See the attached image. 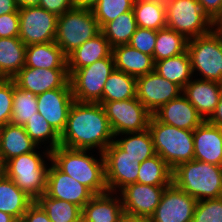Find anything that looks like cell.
Masks as SVG:
<instances>
[{"mask_svg": "<svg viewBox=\"0 0 222 222\" xmlns=\"http://www.w3.org/2000/svg\"><path fill=\"white\" fill-rule=\"evenodd\" d=\"M154 149L173 170L194 159L193 131L179 129L159 122L153 115L148 124Z\"/></svg>", "mask_w": 222, "mask_h": 222, "instance_id": "4", "label": "cell"}, {"mask_svg": "<svg viewBox=\"0 0 222 222\" xmlns=\"http://www.w3.org/2000/svg\"><path fill=\"white\" fill-rule=\"evenodd\" d=\"M36 202L47 213L51 222H81L82 209L70 202L41 195Z\"/></svg>", "mask_w": 222, "mask_h": 222, "instance_id": "35", "label": "cell"}, {"mask_svg": "<svg viewBox=\"0 0 222 222\" xmlns=\"http://www.w3.org/2000/svg\"><path fill=\"white\" fill-rule=\"evenodd\" d=\"M187 44L188 39L183 34L168 27L159 29L153 52L154 63L186 52Z\"/></svg>", "mask_w": 222, "mask_h": 222, "instance_id": "33", "label": "cell"}, {"mask_svg": "<svg viewBox=\"0 0 222 222\" xmlns=\"http://www.w3.org/2000/svg\"><path fill=\"white\" fill-rule=\"evenodd\" d=\"M120 222H152L150 218H139V217H130L124 216Z\"/></svg>", "mask_w": 222, "mask_h": 222, "instance_id": "51", "label": "cell"}, {"mask_svg": "<svg viewBox=\"0 0 222 222\" xmlns=\"http://www.w3.org/2000/svg\"><path fill=\"white\" fill-rule=\"evenodd\" d=\"M119 135L120 139H116V137H114V142L123 151L126 152V155L134 159V161H138L141 163L144 160L156 155L153 139L148 129L140 132L125 133ZM122 135L126 136H124V138H121Z\"/></svg>", "mask_w": 222, "mask_h": 222, "instance_id": "30", "label": "cell"}, {"mask_svg": "<svg viewBox=\"0 0 222 222\" xmlns=\"http://www.w3.org/2000/svg\"><path fill=\"white\" fill-rule=\"evenodd\" d=\"M43 157L45 156L35 150L6 162V176L34 201L46 191L49 165H46Z\"/></svg>", "mask_w": 222, "mask_h": 222, "instance_id": "6", "label": "cell"}, {"mask_svg": "<svg viewBox=\"0 0 222 222\" xmlns=\"http://www.w3.org/2000/svg\"><path fill=\"white\" fill-rule=\"evenodd\" d=\"M212 20L203 12L198 0H174L166 9V27L187 39L212 30Z\"/></svg>", "mask_w": 222, "mask_h": 222, "instance_id": "9", "label": "cell"}, {"mask_svg": "<svg viewBox=\"0 0 222 222\" xmlns=\"http://www.w3.org/2000/svg\"><path fill=\"white\" fill-rule=\"evenodd\" d=\"M70 82L62 88L37 95L38 112L61 135L66 128L69 110L74 103Z\"/></svg>", "mask_w": 222, "mask_h": 222, "instance_id": "16", "label": "cell"}, {"mask_svg": "<svg viewBox=\"0 0 222 222\" xmlns=\"http://www.w3.org/2000/svg\"><path fill=\"white\" fill-rule=\"evenodd\" d=\"M15 220L11 215L0 211V222H14Z\"/></svg>", "mask_w": 222, "mask_h": 222, "instance_id": "54", "label": "cell"}, {"mask_svg": "<svg viewBox=\"0 0 222 222\" xmlns=\"http://www.w3.org/2000/svg\"><path fill=\"white\" fill-rule=\"evenodd\" d=\"M137 183L152 186H169L172 184L173 170L158 155L140 163Z\"/></svg>", "mask_w": 222, "mask_h": 222, "instance_id": "32", "label": "cell"}, {"mask_svg": "<svg viewBox=\"0 0 222 222\" xmlns=\"http://www.w3.org/2000/svg\"><path fill=\"white\" fill-rule=\"evenodd\" d=\"M111 54L112 47L104 34L100 32L67 56V70L76 71L77 69L93 64L97 60L106 58Z\"/></svg>", "mask_w": 222, "mask_h": 222, "instance_id": "24", "label": "cell"}, {"mask_svg": "<svg viewBox=\"0 0 222 222\" xmlns=\"http://www.w3.org/2000/svg\"><path fill=\"white\" fill-rule=\"evenodd\" d=\"M18 8L39 6L40 0H15Z\"/></svg>", "mask_w": 222, "mask_h": 222, "instance_id": "50", "label": "cell"}, {"mask_svg": "<svg viewBox=\"0 0 222 222\" xmlns=\"http://www.w3.org/2000/svg\"><path fill=\"white\" fill-rule=\"evenodd\" d=\"M172 183L197 201L222 196V166L192 160L173 169Z\"/></svg>", "mask_w": 222, "mask_h": 222, "instance_id": "3", "label": "cell"}, {"mask_svg": "<svg viewBox=\"0 0 222 222\" xmlns=\"http://www.w3.org/2000/svg\"><path fill=\"white\" fill-rule=\"evenodd\" d=\"M99 0H74V6L83 9H92Z\"/></svg>", "mask_w": 222, "mask_h": 222, "instance_id": "49", "label": "cell"}, {"mask_svg": "<svg viewBox=\"0 0 222 222\" xmlns=\"http://www.w3.org/2000/svg\"><path fill=\"white\" fill-rule=\"evenodd\" d=\"M6 176V162L0 157V180Z\"/></svg>", "mask_w": 222, "mask_h": 222, "instance_id": "55", "label": "cell"}, {"mask_svg": "<svg viewBox=\"0 0 222 222\" xmlns=\"http://www.w3.org/2000/svg\"><path fill=\"white\" fill-rule=\"evenodd\" d=\"M137 27L134 12L132 10L119 15L116 19L108 22L101 29V32L113 48L119 45L129 44Z\"/></svg>", "mask_w": 222, "mask_h": 222, "instance_id": "34", "label": "cell"}, {"mask_svg": "<svg viewBox=\"0 0 222 222\" xmlns=\"http://www.w3.org/2000/svg\"><path fill=\"white\" fill-rule=\"evenodd\" d=\"M87 153L89 150L70 149L60 145L50 151V157L60 171L86 186L94 195L108 192L103 153L100 152L98 160Z\"/></svg>", "mask_w": 222, "mask_h": 222, "instance_id": "2", "label": "cell"}, {"mask_svg": "<svg viewBox=\"0 0 222 222\" xmlns=\"http://www.w3.org/2000/svg\"><path fill=\"white\" fill-rule=\"evenodd\" d=\"M24 66L44 69H67V56L55 41L30 44L26 46Z\"/></svg>", "mask_w": 222, "mask_h": 222, "instance_id": "26", "label": "cell"}, {"mask_svg": "<svg viewBox=\"0 0 222 222\" xmlns=\"http://www.w3.org/2000/svg\"><path fill=\"white\" fill-rule=\"evenodd\" d=\"M115 194L117 197L110 191L94 195L82 208L81 222H120L125 213L122 199Z\"/></svg>", "mask_w": 222, "mask_h": 222, "instance_id": "22", "label": "cell"}, {"mask_svg": "<svg viewBox=\"0 0 222 222\" xmlns=\"http://www.w3.org/2000/svg\"><path fill=\"white\" fill-rule=\"evenodd\" d=\"M113 138L102 104L74 101L66 128L60 135L61 146L82 150L97 148L98 153H103L114 141Z\"/></svg>", "mask_w": 222, "mask_h": 222, "instance_id": "1", "label": "cell"}, {"mask_svg": "<svg viewBox=\"0 0 222 222\" xmlns=\"http://www.w3.org/2000/svg\"><path fill=\"white\" fill-rule=\"evenodd\" d=\"M33 202L34 200L20 190L12 179L5 176L0 180V211L20 220Z\"/></svg>", "mask_w": 222, "mask_h": 222, "instance_id": "28", "label": "cell"}, {"mask_svg": "<svg viewBox=\"0 0 222 222\" xmlns=\"http://www.w3.org/2000/svg\"><path fill=\"white\" fill-rule=\"evenodd\" d=\"M37 147L23 126L8 123L0 128V157L5 162Z\"/></svg>", "mask_w": 222, "mask_h": 222, "instance_id": "25", "label": "cell"}, {"mask_svg": "<svg viewBox=\"0 0 222 222\" xmlns=\"http://www.w3.org/2000/svg\"><path fill=\"white\" fill-rule=\"evenodd\" d=\"M15 85L36 96L47 90L62 88L69 81L67 69H44L24 66L13 78Z\"/></svg>", "mask_w": 222, "mask_h": 222, "instance_id": "18", "label": "cell"}, {"mask_svg": "<svg viewBox=\"0 0 222 222\" xmlns=\"http://www.w3.org/2000/svg\"><path fill=\"white\" fill-rule=\"evenodd\" d=\"M14 222H23V221L20 219V220H15Z\"/></svg>", "mask_w": 222, "mask_h": 222, "instance_id": "57", "label": "cell"}, {"mask_svg": "<svg viewBox=\"0 0 222 222\" xmlns=\"http://www.w3.org/2000/svg\"><path fill=\"white\" fill-rule=\"evenodd\" d=\"M197 202L195 198L172 183L165 188L150 220L152 222H191Z\"/></svg>", "mask_w": 222, "mask_h": 222, "instance_id": "15", "label": "cell"}, {"mask_svg": "<svg viewBox=\"0 0 222 222\" xmlns=\"http://www.w3.org/2000/svg\"><path fill=\"white\" fill-rule=\"evenodd\" d=\"M23 222H51L47 213L34 201L21 219Z\"/></svg>", "mask_w": 222, "mask_h": 222, "instance_id": "45", "label": "cell"}, {"mask_svg": "<svg viewBox=\"0 0 222 222\" xmlns=\"http://www.w3.org/2000/svg\"><path fill=\"white\" fill-rule=\"evenodd\" d=\"M101 32L92 10L73 7L58 16L55 43L68 56L83 43Z\"/></svg>", "mask_w": 222, "mask_h": 222, "instance_id": "5", "label": "cell"}, {"mask_svg": "<svg viewBox=\"0 0 222 222\" xmlns=\"http://www.w3.org/2000/svg\"><path fill=\"white\" fill-rule=\"evenodd\" d=\"M168 186H152L131 183L120 190V197L126 216L150 218L159 205L162 194Z\"/></svg>", "mask_w": 222, "mask_h": 222, "instance_id": "14", "label": "cell"}, {"mask_svg": "<svg viewBox=\"0 0 222 222\" xmlns=\"http://www.w3.org/2000/svg\"><path fill=\"white\" fill-rule=\"evenodd\" d=\"M143 1L149 3H155L166 10L174 0H143Z\"/></svg>", "mask_w": 222, "mask_h": 222, "instance_id": "53", "label": "cell"}, {"mask_svg": "<svg viewBox=\"0 0 222 222\" xmlns=\"http://www.w3.org/2000/svg\"><path fill=\"white\" fill-rule=\"evenodd\" d=\"M25 52L18 37L0 38V79H12L24 67Z\"/></svg>", "mask_w": 222, "mask_h": 222, "instance_id": "27", "label": "cell"}, {"mask_svg": "<svg viewBox=\"0 0 222 222\" xmlns=\"http://www.w3.org/2000/svg\"><path fill=\"white\" fill-rule=\"evenodd\" d=\"M135 0H99L91 9L95 19L102 29L108 22L119 15L132 11Z\"/></svg>", "mask_w": 222, "mask_h": 222, "instance_id": "39", "label": "cell"}, {"mask_svg": "<svg viewBox=\"0 0 222 222\" xmlns=\"http://www.w3.org/2000/svg\"><path fill=\"white\" fill-rule=\"evenodd\" d=\"M212 31L217 35V37L222 45V23L213 22Z\"/></svg>", "mask_w": 222, "mask_h": 222, "instance_id": "52", "label": "cell"}, {"mask_svg": "<svg viewBox=\"0 0 222 222\" xmlns=\"http://www.w3.org/2000/svg\"><path fill=\"white\" fill-rule=\"evenodd\" d=\"M203 12L215 22L222 14V0H198Z\"/></svg>", "mask_w": 222, "mask_h": 222, "instance_id": "46", "label": "cell"}, {"mask_svg": "<svg viewBox=\"0 0 222 222\" xmlns=\"http://www.w3.org/2000/svg\"><path fill=\"white\" fill-rule=\"evenodd\" d=\"M194 160L222 166V128L203 121L193 130Z\"/></svg>", "mask_w": 222, "mask_h": 222, "instance_id": "20", "label": "cell"}, {"mask_svg": "<svg viewBox=\"0 0 222 222\" xmlns=\"http://www.w3.org/2000/svg\"><path fill=\"white\" fill-rule=\"evenodd\" d=\"M182 91L178 85L163 78L155 70L136 78V97L151 114L178 97Z\"/></svg>", "mask_w": 222, "mask_h": 222, "instance_id": "13", "label": "cell"}, {"mask_svg": "<svg viewBox=\"0 0 222 222\" xmlns=\"http://www.w3.org/2000/svg\"><path fill=\"white\" fill-rule=\"evenodd\" d=\"M215 22L222 23V14H221V16H220Z\"/></svg>", "mask_w": 222, "mask_h": 222, "instance_id": "56", "label": "cell"}, {"mask_svg": "<svg viewBox=\"0 0 222 222\" xmlns=\"http://www.w3.org/2000/svg\"><path fill=\"white\" fill-rule=\"evenodd\" d=\"M207 121L215 126L222 128V92L220 94L217 107Z\"/></svg>", "mask_w": 222, "mask_h": 222, "instance_id": "47", "label": "cell"}, {"mask_svg": "<svg viewBox=\"0 0 222 222\" xmlns=\"http://www.w3.org/2000/svg\"><path fill=\"white\" fill-rule=\"evenodd\" d=\"M45 194L79 206L81 209L94 194L84 185L60 171L52 162L47 172Z\"/></svg>", "mask_w": 222, "mask_h": 222, "instance_id": "17", "label": "cell"}, {"mask_svg": "<svg viewBox=\"0 0 222 222\" xmlns=\"http://www.w3.org/2000/svg\"><path fill=\"white\" fill-rule=\"evenodd\" d=\"M114 69L111 54L89 66L68 71L73 98L78 102L101 103L104 85Z\"/></svg>", "mask_w": 222, "mask_h": 222, "instance_id": "7", "label": "cell"}, {"mask_svg": "<svg viewBox=\"0 0 222 222\" xmlns=\"http://www.w3.org/2000/svg\"><path fill=\"white\" fill-rule=\"evenodd\" d=\"M157 31L153 29L137 27L131 37L129 45L142 53L153 57Z\"/></svg>", "mask_w": 222, "mask_h": 222, "instance_id": "42", "label": "cell"}, {"mask_svg": "<svg viewBox=\"0 0 222 222\" xmlns=\"http://www.w3.org/2000/svg\"><path fill=\"white\" fill-rule=\"evenodd\" d=\"M103 156L108 191L114 194L118 189L120 191L126 185L137 182L140 162L126 155L114 141L104 150Z\"/></svg>", "mask_w": 222, "mask_h": 222, "instance_id": "12", "label": "cell"}, {"mask_svg": "<svg viewBox=\"0 0 222 222\" xmlns=\"http://www.w3.org/2000/svg\"><path fill=\"white\" fill-rule=\"evenodd\" d=\"M154 70L163 78L178 85L182 90L193 79L190 58L187 51L171 58L156 61Z\"/></svg>", "mask_w": 222, "mask_h": 222, "instance_id": "29", "label": "cell"}, {"mask_svg": "<svg viewBox=\"0 0 222 222\" xmlns=\"http://www.w3.org/2000/svg\"><path fill=\"white\" fill-rule=\"evenodd\" d=\"M13 106V80L0 79V128L10 123Z\"/></svg>", "mask_w": 222, "mask_h": 222, "instance_id": "41", "label": "cell"}, {"mask_svg": "<svg viewBox=\"0 0 222 222\" xmlns=\"http://www.w3.org/2000/svg\"><path fill=\"white\" fill-rule=\"evenodd\" d=\"M221 92V83L203 79H191L182 91L204 121L213 114Z\"/></svg>", "mask_w": 222, "mask_h": 222, "instance_id": "21", "label": "cell"}, {"mask_svg": "<svg viewBox=\"0 0 222 222\" xmlns=\"http://www.w3.org/2000/svg\"><path fill=\"white\" fill-rule=\"evenodd\" d=\"M133 12L138 27L156 31L166 27V10L155 3L135 0Z\"/></svg>", "mask_w": 222, "mask_h": 222, "instance_id": "38", "label": "cell"}, {"mask_svg": "<svg viewBox=\"0 0 222 222\" xmlns=\"http://www.w3.org/2000/svg\"><path fill=\"white\" fill-rule=\"evenodd\" d=\"M187 52L190 58L192 74L199 72L203 80L222 84V45L211 30L205 35L188 39Z\"/></svg>", "mask_w": 222, "mask_h": 222, "instance_id": "8", "label": "cell"}, {"mask_svg": "<svg viewBox=\"0 0 222 222\" xmlns=\"http://www.w3.org/2000/svg\"><path fill=\"white\" fill-rule=\"evenodd\" d=\"M114 137L148 129L152 114L137 97L120 101H102Z\"/></svg>", "mask_w": 222, "mask_h": 222, "instance_id": "10", "label": "cell"}, {"mask_svg": "<svg viewBox=\"0 0 222 222\" xmlns=\"http://www.w3.org/2000/svg\"><path fill=\"white\" fill-rule=\"evenodd\" d=\"M15 0H0V15L18 12Z\"/></svg>", "mask_w": 222, "mask_h": 222, "instance_id": "48", "label": "cell"}, {"mask_svg": "<svg viewBox=\"0 0 222 222\" xmlns=\"http://www.w3.org/2000/svg\"><path fill=\"white\" fill-rule=\"evenodd\" d=\"M136 97V77L114 69L103 88L102 101H120Z\"/></svg>", "mask_w": 222, "mask_h": 222, "instance_id": "31", "label": "cell"}, {"mask_svg": "<svg viewBox=\"0 0 222 222\" xmlns=\"http://www.w3.org/2000/svg\"><path fill=\"white\" fill-rule=\"evenodd\" d=\"M36 112H38L37 96L31 91L16 86L13 81V106L10 123L24 126Z\"/></svg>", "mask_w": 222, "mask_h": 222, "instance_id": "37", "label": "cell"}, {"mask_svg": "<svg viewBox=\"0 0 222 222\" xmlns=\"http://www.w3.org/2000/svg\"><path fill=\"white\" fill-rule=\"evenodd\" d=\"M191 222H222V196L198 201Z\"/></svg>", "mask_w": 222, "mask_h": 222, "instance_id": "40", "label": "cell"}, {"mask_svg": "<svg viewBox=\"0 0 222 222\" xmlns=\"http://www.w3.org/2000/svg\"><path fill=\"white\" fill-rule=\"evenodd\" d=\"M152 115L159 122L190 131L204 121L183 93L161 106Z\"/></svg>", "mask_w": 222, "mask_h": 222, "instance_id": "19", "label": "cell"}, {"mask_svg": "<svg viewBox=\"0 0 222 222\" xmlns=\"http://www.w3.org/2000/svg\"><path fill=\"white\" fill-rule=\"evenodd\" d=\"M19 36L27 46L55 41L58 16L39 6L19 8Z\"/></svg>", "mask_w": 222, "mask_h": 222, "instance_id": "11", "label": "cell"}, {"mask_svg": "<svg viewBox=\"0 0 222 222\" xmlns=\"http://www.w3.org/2000/svg\"><path fill=\"white\" fill-rule=\"evenodd\" d=\"M23 127L37 146L42 142H49V148H46L47 150H45L46 152L44 151L43 154L51 161L50 151L60 146V135L56 130L39 112L34 113V116L28 119Z\"/></svg>", "mask_w": 222, "mask_h": 222, "instance_id": "36", "label": "cell"}, {"mask_svg": "<svg viewBox=\"0 0 222 222\" xmlns=\"http://www.w3.org/2000/svg\"><path fill=\"white\" fill-rule=\"evenodd\" d=\"M39 7L60 16L74 7V0H40Z\"/></svg>", "mask_w": 222, "mask_h": 222, "instance_id": "44", "label": "cell"}, {"mask_svg": "<svg viewBox=\"0 0 222 222\" xmlns=\"http://www.w3.org/2000/svg\"><path fill=\"white\" fill-rule=\"evenodd\" d=\"M19 36V12L0 15V38Z\"/></svg>", "mask_w": 222, "mask_h": 222, "instance_id": "43", "label": "cell"}, {"mask_svg": "<svg viewBox=\"0 0 222 222\" xmlns=\"http://www.w3.org/2000/svg\"><path fill=\"white\" fill-rule=\"evenodd\" d=\"M112 55L115 69L136 78L154 71L153 57L140 52L129 44L113 47Z\"/></svg>", "mask_w": 222, "mask_h": 222, "instance_id": "23", "label": "cell"}]
</instances>
